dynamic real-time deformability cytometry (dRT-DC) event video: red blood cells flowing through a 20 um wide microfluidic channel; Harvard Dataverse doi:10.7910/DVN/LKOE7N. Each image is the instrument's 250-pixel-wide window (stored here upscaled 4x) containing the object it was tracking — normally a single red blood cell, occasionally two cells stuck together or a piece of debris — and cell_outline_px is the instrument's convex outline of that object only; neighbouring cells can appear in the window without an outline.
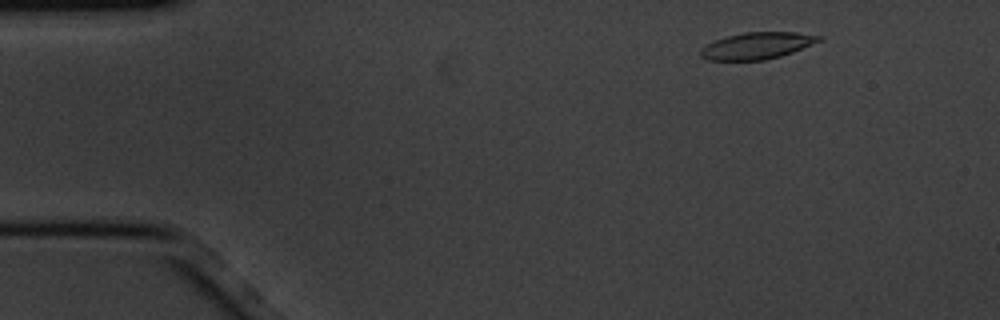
{"species": "common noctule bat (a hibernating species)", "species_latin": "Nyctalus noctula", "temperature_condition": "cold", "stored_images_in_passage": 3, "camera_frame_rate_fps": 3000, "um_per_image_px": 0.085, "animal": {"sex": "male", "body_mass_g": 20.1, "forearm_length_mm": 53.5}, "frame": {"image": 1, "passage_image": 1, "time_ms": 0.0, "image_size_px": [1000, 320], "cell_outline_px": [[824, 40], [792, 52], [780, 56], [764, 60], [708, 60], [700, 56], [700, 48], [716, 40], [728, 36], [744, 32], [796, 32], [824, 36]], "centroid_in_image_um": [64.39, 3.88], "position_along_channel_um": 20.6, "area_um2": 18.44}}
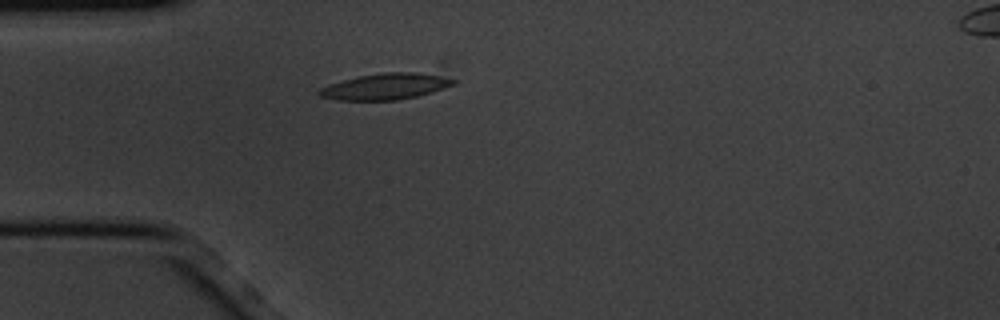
{"frame": {"image": 2, "passage_image": 3, "time_ms": 0.667, "image_size_px": [1000, 320], "cell_outline_px": [[456, 80], [452, 84], [444, 88], [432, 92], [416, 96], [396, 100], [336, 100], [320, 96], [316, 92], [320, 88], [328, 84], [360, 76], [384, 72], [416, 72], [440, 76]], "centroid_in_image_um": [32.71, 7.35], "position_along_channel_um": 52.3, "area_um2": 20.17}}